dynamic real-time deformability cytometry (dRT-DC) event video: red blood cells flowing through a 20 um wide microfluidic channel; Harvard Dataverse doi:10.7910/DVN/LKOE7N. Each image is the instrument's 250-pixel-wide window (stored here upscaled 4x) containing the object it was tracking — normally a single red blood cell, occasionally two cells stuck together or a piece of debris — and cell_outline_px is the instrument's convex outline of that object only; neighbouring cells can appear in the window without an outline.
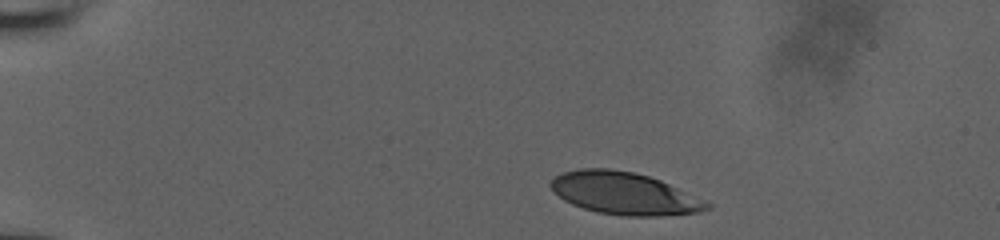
{"species": "human", "species_latin": "Homo sapiens", "temperature_condition": "room temperature", "stored_images_in_passage": 5, "camera_frame_rate_fps": 3000, "um_per_image_px": 0.085, "donor": {"sex": "male"}, "frame": {"image": 1, "passage_image": 1, "time_ms": 0.0, "image_size_px": [1000, 240], "cell_outline_px": [[712, 208], [700, 212], [660, 216], [624, 216], [596, 212], [572, 204], [564, 200], [548, 184], [556, 176], [564, 172], [576, 168], [608, 168], [632, 172], [648, 176], [660, 180], [704, 200], [712, 204]], "centroid_in_image_um": [53.07, 16.44], "position_along_channel_um": 31.9, "area_um2": 38.32}}
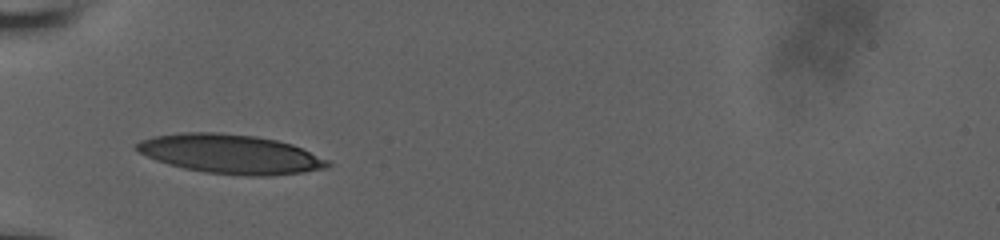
{"frame": {"image": 2, "passage_image": 4, "time_ms": 3.0, "image_size_px": [1000, 240], "cell_outline_px": [[332, 164], [328, 168], [304, 172], [268, 176], [248, 176], [204, 172], [184, 168], [168, 164], [156, 160], [140, 152], [136, 148], [136, 144], [140, 140], [152, 136], [184, 132], [216, 132], [256, 136], [276, 140], [292, 144], [332, 160]], "centroid_in_image_um": [19.65, 13.09], "position_along_channel_um": 65.3, "area_um2": 43.87}}
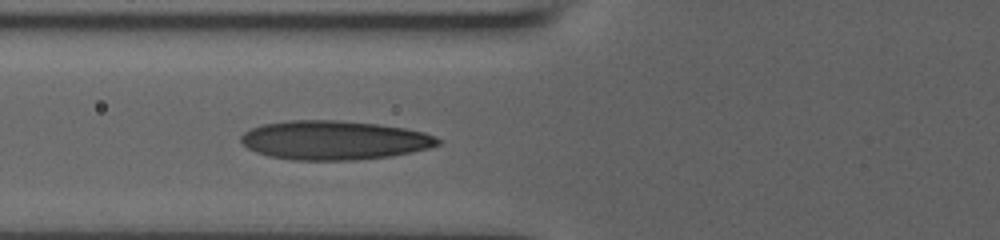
{"frame": {"image": 3, "passage_image": 5, "time_ms": 4.0, "image_size_px": [1000, 240], "cell_outline_px": [[440, 144], [428, 148], [392, 156], [352, 160], [292, 160], [268, 156], [256, 152], [248, 148], [240, 140], [240, 136], [244, 132], [252, 128], [264, 124], [288, 120], [340, 120], [376, 124], [404, 128], [424, 132], [436, 136], [440, 140]], "centroid_in_image_um": [28.39, 11.92], "position_along_channel_um": 97.4, "area_um2": 44.8}}